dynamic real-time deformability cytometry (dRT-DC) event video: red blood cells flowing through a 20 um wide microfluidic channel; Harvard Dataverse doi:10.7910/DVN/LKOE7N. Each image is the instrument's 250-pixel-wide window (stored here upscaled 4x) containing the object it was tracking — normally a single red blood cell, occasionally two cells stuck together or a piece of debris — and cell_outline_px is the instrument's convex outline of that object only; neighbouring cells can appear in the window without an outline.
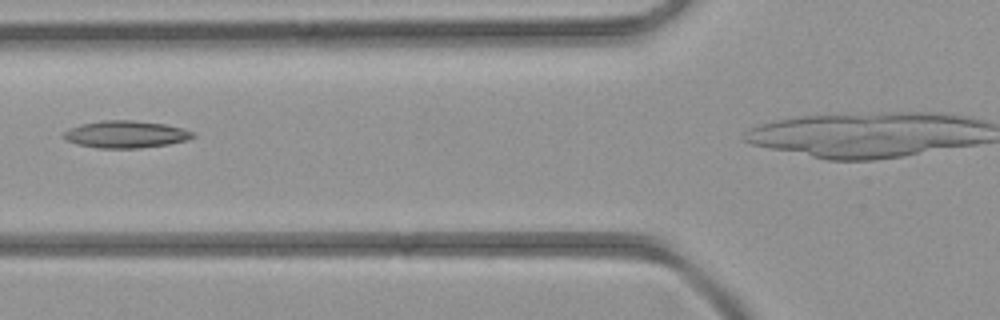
{"species": "common noctule bat (a hibernating species)", "species_latin": "Nyctalus noctula", "temperature_condition": "room temperature", "stored_images_in_passage": 3, "camera_frame_rate_fps": 3000, "um_per_image_px": 0.085, "animal": {"sex": "female", "body_mass_g": 21.9}, "frame": {"image": 1, "passage_image": 3, "time_ms": 2.333, "image_size_px": [1000, 320], "cell_outline_px": [[196, 136], [188, 140], [168, 144], [140, 148], [100, 148], [76, 144], [68, 140], [64, 136], [64, 132], [80, 124], [104, 120], [132, 120], [164, 124], [184, 128], [196, 132]], "centroid_in_image_um": [10.77, 11.41], "position_along_channel_um": 115.0, "area_um2": 20.4}}